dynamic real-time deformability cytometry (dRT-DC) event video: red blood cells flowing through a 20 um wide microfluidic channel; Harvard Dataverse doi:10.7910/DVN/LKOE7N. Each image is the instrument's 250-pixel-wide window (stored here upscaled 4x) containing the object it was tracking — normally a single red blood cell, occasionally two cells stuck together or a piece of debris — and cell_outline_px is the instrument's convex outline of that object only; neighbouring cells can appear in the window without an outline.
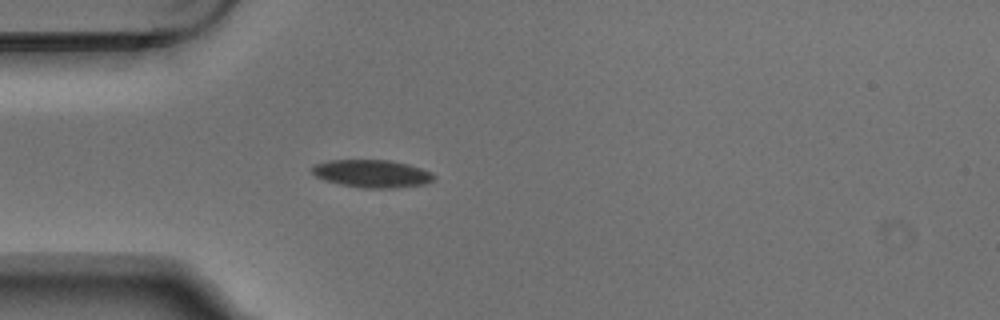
{"species": "Egyptian fruit bat (a non-hibernating species)", "species_latin": "Rousettus aegyptiacus", "temperature_condition": "warm", "stored_images_in_passage": 4, "camera_frame_rate_fps": 3000, "um_per_image_px": 0.085, "animal": {"sex": "male"}, "frame": {"image": 1, "passage_image": 4, "time_ms": 1.0, "image_size_px": [1000, 320], "cell_outline_px": [[436, 176], [432, 180], [424, 184], [392, 188], [364, 188], [340, 184], [324, 180], [316, 176], [312, 172], [312, 168], [316, 164], [328, 160], [388, 160], [408, 164], [432, 172]], "centroid_in_image_um": [31.62, 14.75], "position_along_channel_um": 53.4, "area_um2": 19.54}}